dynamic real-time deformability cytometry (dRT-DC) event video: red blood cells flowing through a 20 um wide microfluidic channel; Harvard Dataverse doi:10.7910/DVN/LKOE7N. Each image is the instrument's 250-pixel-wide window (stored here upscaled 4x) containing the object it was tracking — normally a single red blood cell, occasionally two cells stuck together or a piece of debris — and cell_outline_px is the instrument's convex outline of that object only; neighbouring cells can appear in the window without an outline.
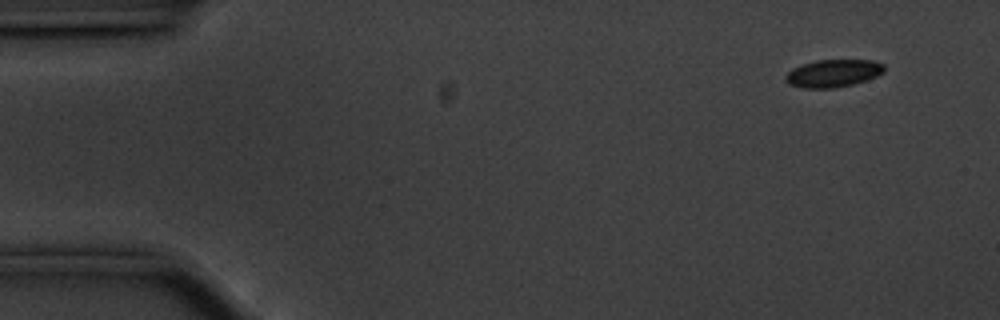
{"species": "common noctule bat (a hibernating species)", "species_latin": "Nyctalus noctula", "temperature_condition": "cold", "stored_images_in_passage": 54, "camera_frame_rate_fps": 3000, "um_per_image_px": 0.085, "animal": {"sex": "male", "body_mass_g": 20.1, "forearm_length_mm": 53.5}, "frame": {"image": 1, "passage_image": 2, "time_ms": 0.333, "image_size_px": [1000, 320], "cell_outline_px": [[884, 72], [876, 76], [852, 84], [832, 88], [804, 88], [788, 84], [784, 80], [784, 76], [792, 68], [816, 60], [872, 60], [884, 64]], "centroid_in_image_um": [70.79, 6.23], "position_along_channel_um": 14.2, "area_um2": 15.78}}
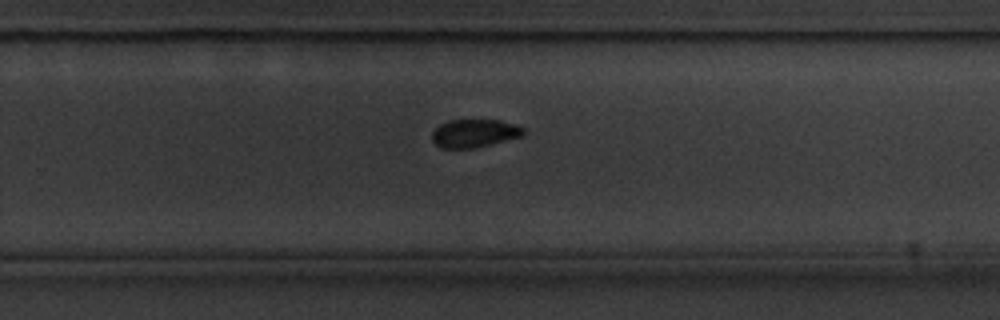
{"frame": {"image": 2, "passage_image": 34, "time_ms": 11.0, "image_size_px": [1000, 320], "cell_outline_px": [[524, 136], [472, 148], [440, 148], [432, 140], [432, 132], [440, 124], [448, 120], [500, 120], [516, 124], [524, 128]], "centroid_in_image_um": [40.33, 11.32], "position_along_channel_um": 289.5, "area_um2": 14.97}}
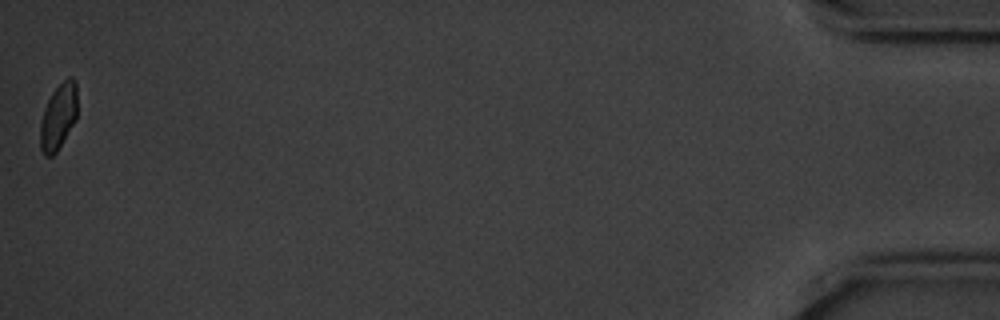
{"frame": {"image": 3, "passage_image": 54, "time_ms": 17.667, "image_size_px": [1000, 320], "cell_outline_px": [[76, 120], [56, 152], [52, 156], [44, 156], [40, 148], [40, 124], [44, 108], [52, 92], [68, 76], [72, 76], [76, 80]], "centroid_in_image_um": [4.95, 9.91], "position_along_channel_um": 430.2, "area_um2": 14.22}, "authors_computed_cell_mechanics": {"area_um2": 16.0973, "velocity_mm_per_s": 3.5515, "shape_relaxation_time_tau1_ms": 2.2026, "shape_relaxation_time_tau2_ms": 2.2501, "deformation_change_tau1": 0.0726, "deformation_change_tau2": 0.0537}}